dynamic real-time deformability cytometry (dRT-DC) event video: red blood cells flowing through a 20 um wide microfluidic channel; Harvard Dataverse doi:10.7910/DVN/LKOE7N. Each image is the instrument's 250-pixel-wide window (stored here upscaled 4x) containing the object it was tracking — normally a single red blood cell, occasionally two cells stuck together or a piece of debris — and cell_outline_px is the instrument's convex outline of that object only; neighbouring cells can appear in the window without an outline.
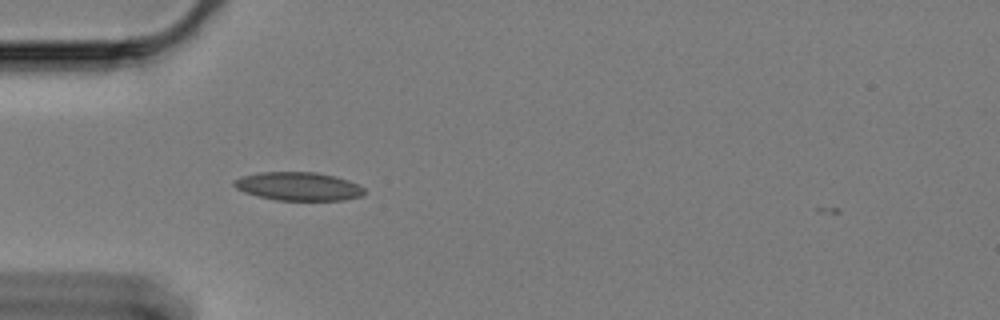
{"species": "Egyptian fruit bat (a non-hibernating species)", "species_latin": "Rousettus aegyptiacus", "temperature_condition": "cold", "stored_images_in_passage": 42, "camera_frame_rate_fps": 3000, "um_per_image_px": 0.085, "animal": {"sex": "female"}, "frame": {"image": 1, "passage_image": 1, "time_ms": 0.0, "image_size_px": [1000, 320], "cell_outline_px": [[364, 192], [360, 196], [344, 200], [276, 200], [244, 192], [236, 188], [232, 184], [240, 176], [260, 172], [316, 172], [336, 176], [348, 180], [364, 188]], "centroid_in_image_um": [25.35, 15.83], "position_along_channel_um": 59.6, "area_um2": 21.44}}
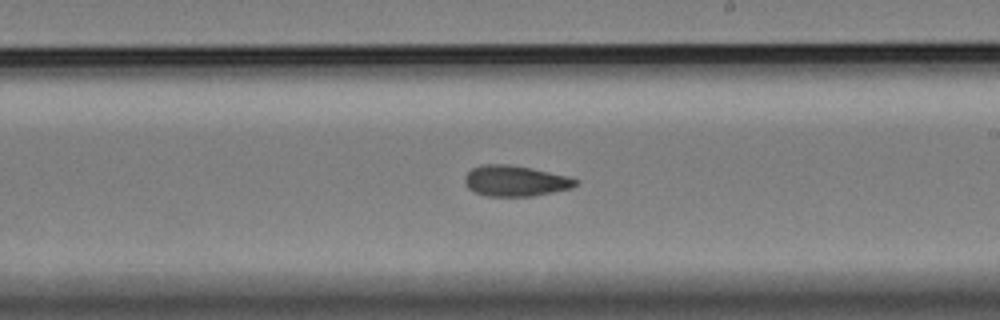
{"frame": {"image": 2, "passage_image": 18, "time_ms": 5.667, "image_size_px": [1000, 320], "cell_outline_px": [[576, 184], [572, 188], [532, 196], [488, 196], [476, 192], [468, 188], [464, 184], [464, 176], [472, 168], [484, 164], [508, 164], [532, 168], [568, 176], [576, 180]], "centroid_in_image_um": [43.76, 15.37], "position_along_channel_um": 245.2, "area_um2": 19.77}}
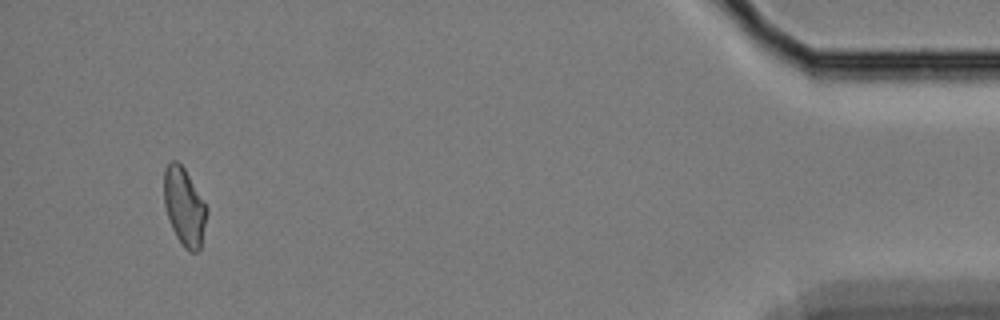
{"frame": {"image": 3, "passage_image": 40, "time_ms": 13.0, "image_size_px": [1000, 320], "cell_outline_px": [[208, 212], [200, 248], [196, 252], [188, 252], [184, 248], [176, 236], [172, 228], [164, 204], [164, 168], [172, 160], [176, 160], [184, 168], [208, 208]], "centroid_in_image_um": [15.67, 17.58], "position_along_channel_um": 419.5, "area_um2": 19.31}}